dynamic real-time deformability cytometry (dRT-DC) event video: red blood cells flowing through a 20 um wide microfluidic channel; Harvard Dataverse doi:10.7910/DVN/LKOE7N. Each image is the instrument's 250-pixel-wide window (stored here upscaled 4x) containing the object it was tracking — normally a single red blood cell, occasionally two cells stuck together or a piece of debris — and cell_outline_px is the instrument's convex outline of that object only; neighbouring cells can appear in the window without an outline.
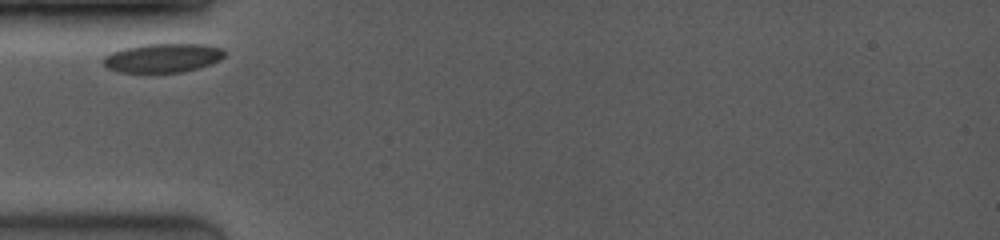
{"species": "common noctule bat (a hibernating species)", "species_latin": "Nyctalus noctula", "temperature_condition": "room temperature", "stored_images_in_passage": 4, "camera_frame_rate_fps": 4000, "um_per_image_px": 0.085, "animal": {"sex": "female", "body_mass_g": 19.0, "forearm_length_mm": 53.3}, "frame": {"image": 1, "passage_image": 1, "time_ms": 0.0, "image_size_px": [1000, 240], "cell_outline_px": [[224, 56], [220, 60], [196, 68], [180, 72], [120, 72], [108, 68], [104, 64], [104, 56], [112, 52], [124, 48], [140, 44], [204, 44], [220, 48], [224, 52]], "centroid_in_image_um": [13.81, 4.91], "position_along_channel_um": 71.2, "area_um2": 20.17}}
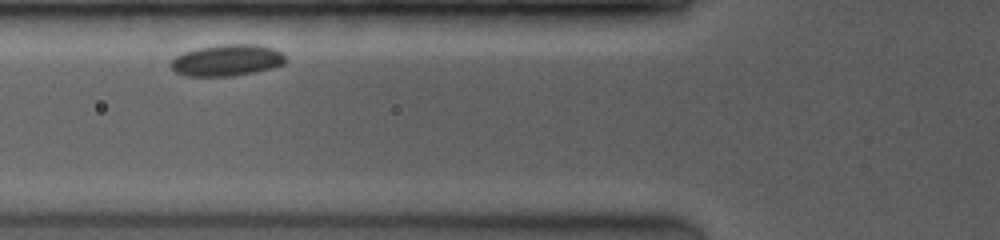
{"frame": {"image": 2, "passage_image": 2, "time_ms": 0.25, "image_size_px": [1000, 240], "cell_outline_px": [[288, 60], [284, 64], [252, 72], [228, 76], [188, 76], [176, 72], [172, 68], [172, 60], [176, 56], [184, 52], [196, 48], [220, 44], [260, 44], [276, 48]], "centroid_in_image_um": [19.31, 5.1], "position_along_channel_um": 106.5, "area_um2": 20.92}}
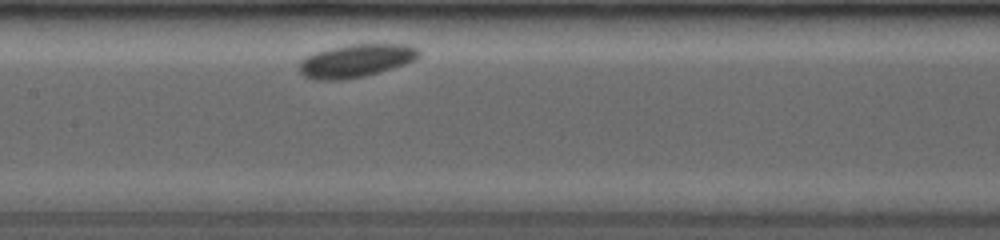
{"frame": {"image": 3, "passage_image": 4, "time_ms": 0.75, "image_size_px": [1000, 240], "cell_outline_px": [[420, 56], [404, 64], [376, 72], [360, 76], [332, 80], [324, 80], [304, 76], [300, 72], [300, 64], [308, 56], [316, 52], [328, 48], [348, 44], [408, 44], [416, 48], [420, 52]], "centroid_in_image_um": [30.28, 5.13], "position_along_channel_um": 177.1, "area_um2": 22.31}}